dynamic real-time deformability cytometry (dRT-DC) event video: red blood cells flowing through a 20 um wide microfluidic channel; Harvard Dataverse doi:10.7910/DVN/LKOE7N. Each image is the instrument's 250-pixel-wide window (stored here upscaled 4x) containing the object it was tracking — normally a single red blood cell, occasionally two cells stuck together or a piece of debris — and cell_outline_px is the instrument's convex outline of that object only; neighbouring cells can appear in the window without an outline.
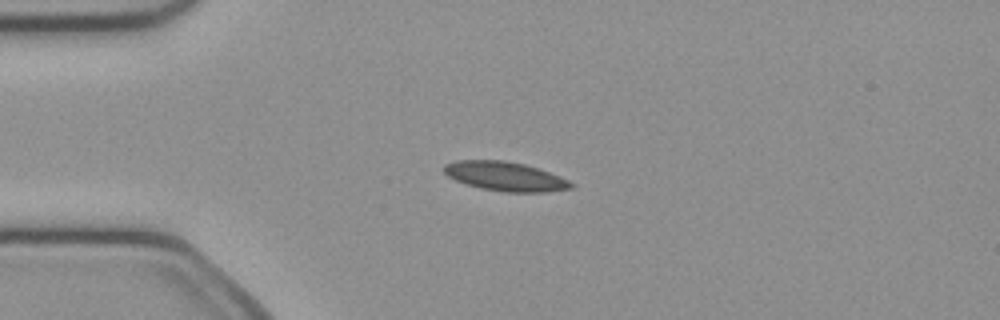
{"species": "common noctule bat (a hibernating species)", "species_latin": "Nyctalus noctula", "temperature_condition": "cold", "stored_images_in_passage": 15, "camera_frame_rate_fps": 3000, "um_per_image_px": 0.085, "animal": {"sex": "female", "body_mass_g": 21.9}, "frame": {"image": 1, "passage_image": 1, "time_ms": 0.0, "image_size_px": [1000, 320], "cell_outline_px": [[576, 184], [572, 188], [548, 192], [504, 192], [480, 188], [464, 184], [448, 176], [444, 172], [444, 164], [456, 160], [504, 160], [524, 164], [560, 176]], "centroid_in_image_um": [42.94, 14.99], "position_along_channel_um": 42.1, "area_um2": 21.68}}
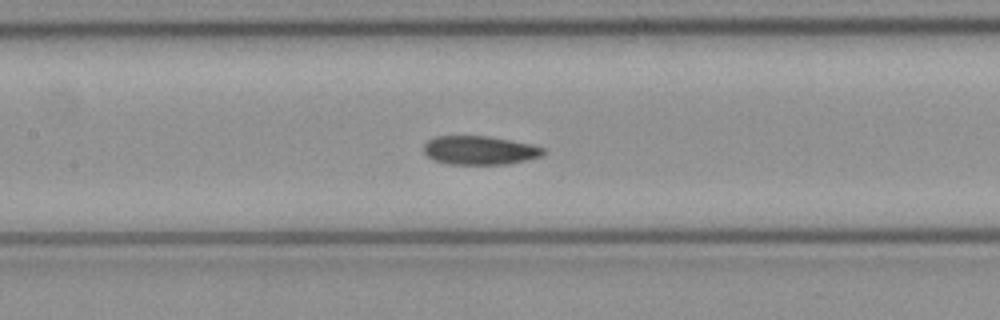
{"frame": {"image": 2, "passage_image": 12, "time_ms": 3.667, "image_size_px": [1000, 320], "cell_outline_px": [[544, 152], [540, 156], [508, 164], [448, 164], [432, 160], [424, 152], [424, 144], [428, 140], [436, 136], [488, 136], [532, 144], [544, 148]], "centroid_in_image_um": [40.73, 12.77], "position_along_channel_um": 166.7, "area_um2": 19.94}}
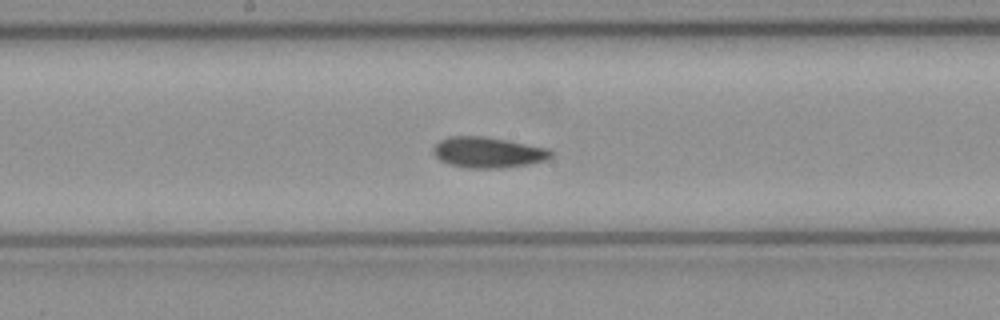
{"frame": {"image": 3, "passage_image": 15, "time_ms": 4.667, "image_size_px": [1000, 320], "cell_outline_px": [[552, 156], [544, 160], [528, 164], [504, 168], [468, 168], [448, 164], [440, 160], [432, 152], [432, 148], [440, 140], [448, 136], [484, 136], [548, 148], [552, 152]], "centroid_in_image_um": [41.44, 12.95], "position_along_channel_um": 206.8, "area_um2": 21.04}}